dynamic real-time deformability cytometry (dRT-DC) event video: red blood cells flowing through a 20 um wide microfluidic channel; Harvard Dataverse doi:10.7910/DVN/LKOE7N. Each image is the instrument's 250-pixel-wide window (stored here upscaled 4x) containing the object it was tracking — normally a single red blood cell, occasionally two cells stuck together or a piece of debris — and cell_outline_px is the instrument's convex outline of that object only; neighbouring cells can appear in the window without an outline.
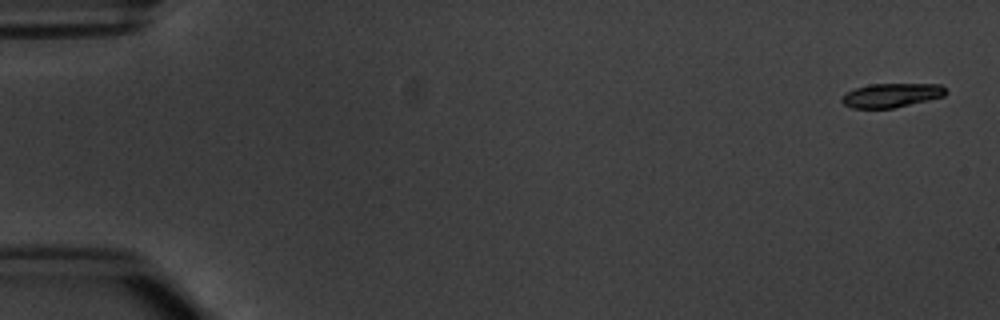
{"species": "common noctule bat (a hibernating species)", "species_latin": "Nyctalus noctula", "temperature_condition": "warm", "stored_images_in_passage": 5, "camera_frame_rate_fps": 3000, "um_per_image_px": 0.085, "animal": {"sex": "male", "body_mass_g": 20.1, "forearm_length_mm": 53.5}, "frame": {"image": 1, "passage_image": 1, "time_ms": 0.0, "image_size_px": [1000, 320], "cell_outline_px": [[948, 92], [944, 96], [928, 100], [892, 108], [852, 108], [844, 104], [840, 100], [844, 92], [856, 88], [872, 84], [940, 84]], "centroid_in_image_um": [75.75, 8.09], "position_along_channel_um": 9.3, "area_um2": 14.51}}